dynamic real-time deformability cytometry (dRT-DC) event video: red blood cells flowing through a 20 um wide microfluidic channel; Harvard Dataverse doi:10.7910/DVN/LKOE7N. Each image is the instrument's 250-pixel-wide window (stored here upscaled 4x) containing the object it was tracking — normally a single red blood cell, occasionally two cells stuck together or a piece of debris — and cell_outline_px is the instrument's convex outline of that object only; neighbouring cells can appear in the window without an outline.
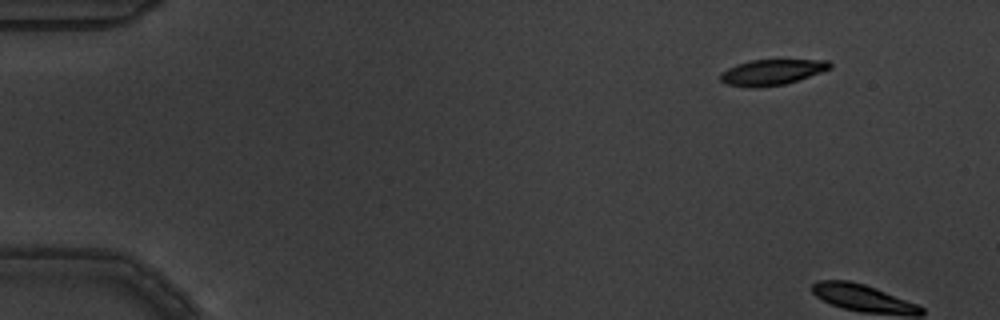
{"species": "common noctule bat (a hibernating species)", "species_latin": "Nyctalus noctula", "temperature_condition": "warm", "stored_images_in_passage": 3, "camera_frame_rate_fps": 3000, "um_per_image_px": 0.085, "animal": {"sex": "male", "body_mass_g": 19.5, "forearm_length_mm": 54.6}, "frame": {"image": 1, "passage_image": 2, "time_ms": 0.333, "image_size_px": [1000, 320], "cell_outline_px": [[832, 68], [784, 84], [756, 88], [752, 88], [724, 84], [720, 80], [720, 72], [736, 64], [752, 60], [828, 60], [832, 64]], "centroid_in_image_um": [65.55, 6.14], "position_along_channel_um": 19.4, "area_um2": 16.3}}